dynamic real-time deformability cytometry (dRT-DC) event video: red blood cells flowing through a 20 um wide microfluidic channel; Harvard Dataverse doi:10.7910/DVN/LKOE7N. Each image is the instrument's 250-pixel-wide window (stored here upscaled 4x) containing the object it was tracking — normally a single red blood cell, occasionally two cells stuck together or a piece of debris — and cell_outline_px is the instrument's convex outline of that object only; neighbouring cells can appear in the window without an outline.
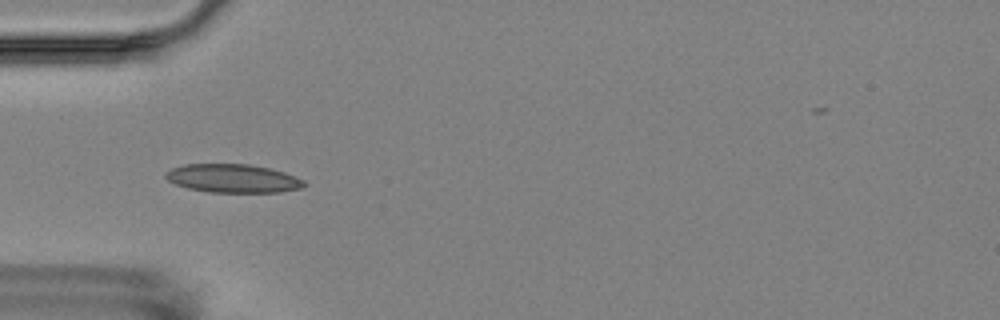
{"species": "Egyptian fruit bat (a non-hibernating species)", "species_latin": "Rousettus aegyptiacus", "temperature_condition": "room temperature", "stored_images_in_passage": 5, "camera_frame_rate_fps": 3000, "um_per_image_px": 0.085, "animal": {"sex": "female"}, "frame": {"image": 1, "passage_image": 4, "time_ms": 3.667, "image_size_px": [1000, 320], "cell_outline_px": [[308, 184], [304, 188], [280, 192], [208, 192], [188, 188], [176, 184], [168, 180], [164, 176], [164, 172], [172, 168], [184, 164], [248, 164], [268, 168], [284, 172], [304, 180]], "centroid_in_image_um": [19.81, 15.17], "position_along_channel_um": 65.2, "area_um2": 23.06}}
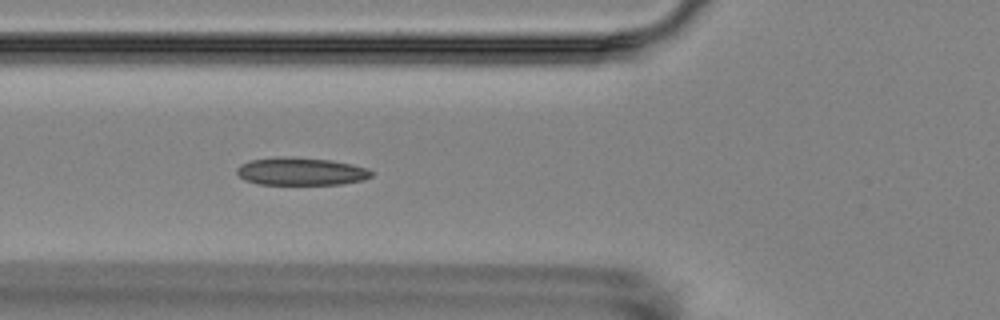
{"frame": {"image": 2, "passage_image": 5, "time_ms": 4.667, "image_size_px": [1000, 320], "cell_outline_px": [[372, 176], [364, 180], [340, 184], [256, 184], [244, 180], [236, 172], [236, 168], [240, 164], [252, 160], [280, 156], [284, 156], [332, 160], [352, 164], [368, 168], [372, 172]], "centroid_in_image_um": [25.57, 14.57], "position_along_channel_um": 100.2, "area_um2": 21.85}}